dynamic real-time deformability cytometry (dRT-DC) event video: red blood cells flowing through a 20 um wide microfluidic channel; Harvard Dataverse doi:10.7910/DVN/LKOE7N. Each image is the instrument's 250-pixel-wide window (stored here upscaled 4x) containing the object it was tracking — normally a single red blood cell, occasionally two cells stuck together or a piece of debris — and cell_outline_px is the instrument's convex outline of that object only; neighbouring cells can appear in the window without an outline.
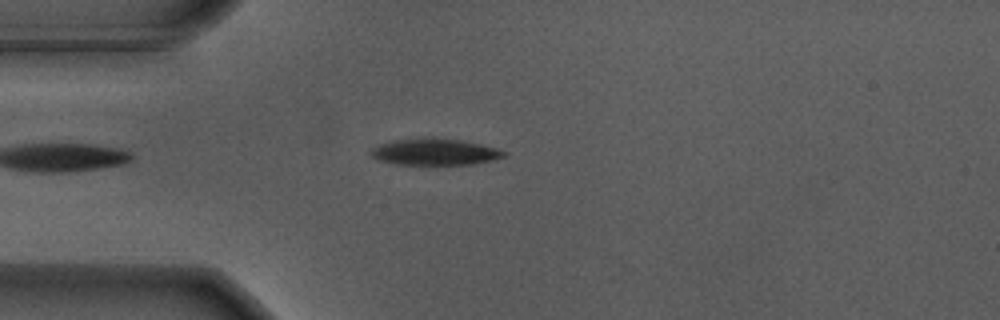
{"species": "Egyptian fruit bat (a non-hibernating species)", "species_latin": "Rousettus aegyptiacus", "temperature_condition": "warm", "stored_images_in_passage": 43, "camera_frame_rate_fps": 3000, "um_per_image_px": 0.085, "animal": {"sex": "male"}, "frame": {"image": 1, "passage_image": 5, "time_ms": 1.333, "image_size_px": [1000, 320], "cell_outline_px": [[508, 156], [492, 160], [472, 164], [400, 164], [380, 160], [372, 156], [372, 148], [380, 144], [396, 140], [464, 140], [496, 148], [508, 152]], "centroid_in_image_um": [37.06, 12.94], "position_along_channel_um": 47.9, "area_um2": 19.59}}
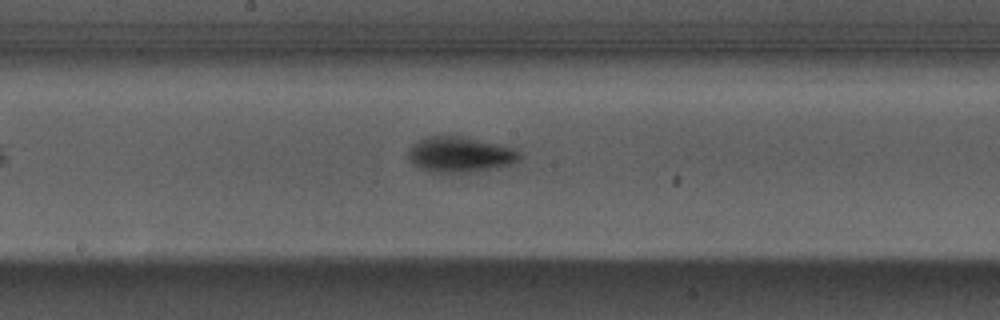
{"frame": {"image": 2, "passage_image": 19, "time_ms": 6.0, "image_size_px": [1000, 320], "cell_outline_px": [[520, 156], [516, 160], [508, 164], [496, 168], [476, 172], [428, 172], [412, 164], [408, 160], [408, 148], [412, 144], [428, 136], [452, 136], [512, 148]], "centroid_in_image_um": [38.97, 13.17], "position_along_channel_um": 209.2, "area_um2": 22.31}}
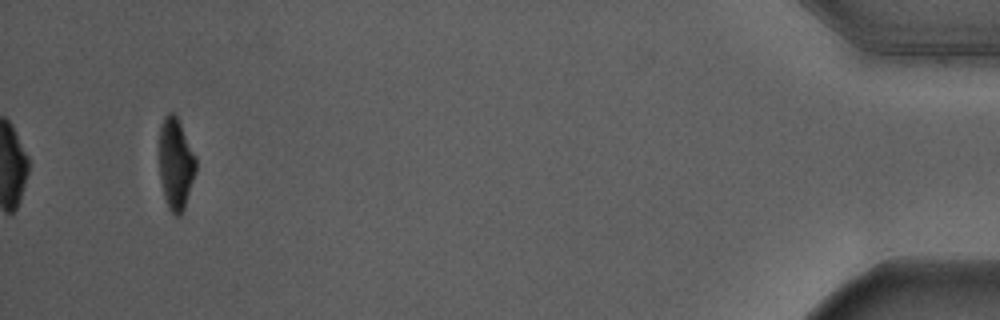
{"frame": {"image": 3, "passage_image": 43, "time_ms": 14.0, "image_size_px": [1000, 320], "cell_outline_px": [[196, 172], [184, 208], [180, 216], [176, 216], [168, 208], [164, 196], [160, 180], [160, 124], [164, 116], [168, 112], [172, 112], [176, 116], [196, 156]], "centroid_in_image_um": [14.94, 13.93], "position_along_channel_um": 420.3, "area_um2": 19.42}, "authors_computed_cell_mechanics": {"area_um2": 21.5594, "velocity_mm_per_s": 3.7137, "shape_relaxation_time_tau1_ms": 2.203, "shape_relaxation_time_tau2_ms": 1.4024, "deformation_change_tau1": 0.1936, "deformation_change_tau2": 0.0728}}